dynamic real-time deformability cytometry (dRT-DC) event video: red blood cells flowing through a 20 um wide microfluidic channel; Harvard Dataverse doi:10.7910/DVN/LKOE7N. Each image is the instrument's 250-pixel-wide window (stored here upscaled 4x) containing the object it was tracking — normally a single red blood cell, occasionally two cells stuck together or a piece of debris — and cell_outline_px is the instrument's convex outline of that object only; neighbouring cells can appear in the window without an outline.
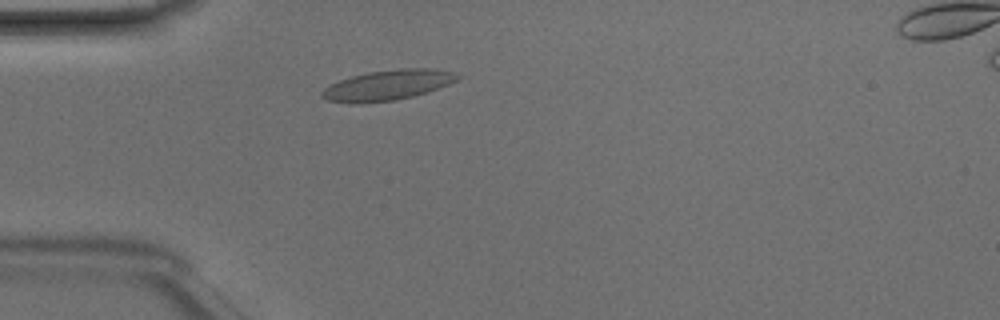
{"species": "Egyptian fruit bat (a non-hibernating species)", "species_latin": "Rousettus aegyptiacus", "temperature_condition": "room temperature", "stored_images_in_passage": 42, "camera_frame_rate_fps": 3000, "um_per_image_px": 0.085, "animal": {"sex": "male"}, "frame": {"image": 1, "passage_image": 8, "time_ms": 2.333, "image_size_px": [1000, 320], "cell_outline_px": [[460, 76], [456, 80], [448, 84], [428, 92], [396, 100], [356, 104], [352, 104], [328, 100], [320, 96], [320, 92], [324, 88], [340, 80], [352, 76], [368, 72], [400, 68], [432, 68], [456, 72]], "centroid_in_image_um": [32.95, 7.24], "position_along_channel_um": 52.1, "area_um2": 23.93}}
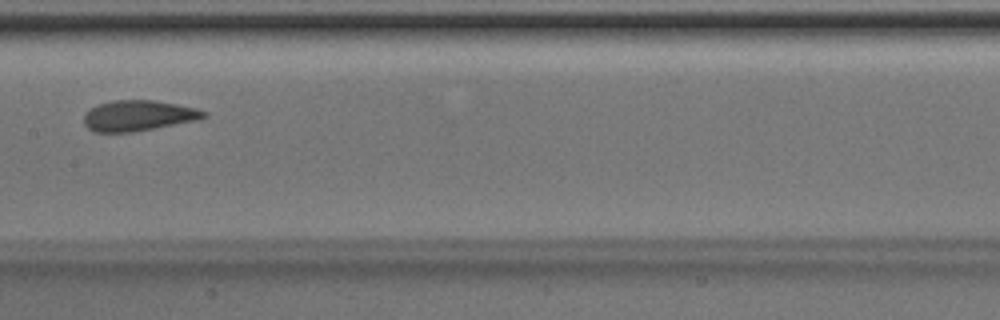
{"frame": {"image": 2, "passage_image": 19, "time_ms": 6.0, "image_size_px": [1000, 320], "cell_outline_px": [[208, 116], [200, 120], [132, 132], [92, 132], [84, 124], [84, 112], [96, 104], [116, 100], [152, 100], [176, 104], [196, 108], [208, 112]], "centroid_in_image_um": [11.76, 9.83], "position_along_channel_um": 195.6, "area_um2": 21.62}}
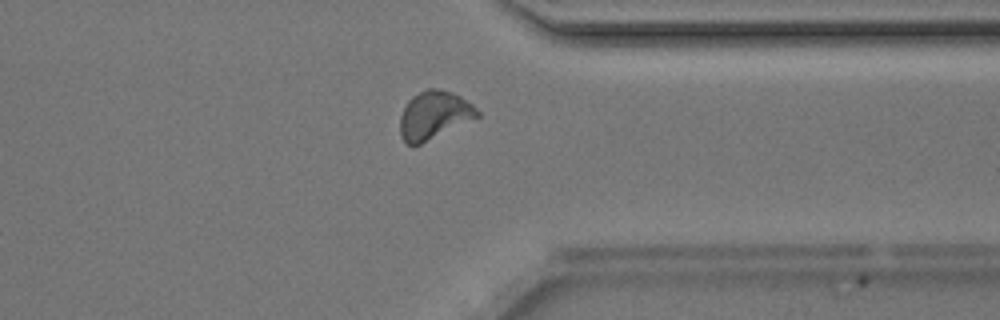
{"frame": {"image": 3, "passage_image": 32, "time_ms": 10.333, "image_size_px": [1000, 320], "cell_outline_px": [[480, 116], [420, 144], [408, 144], [400, 136], [400, 116], [408, 100], [412, 96], [428, 88], [436, 88], [460, 96], [472, 104], [480, 112]], "centroid_in_image_um": [36.88, 9.78], "position_along_channel_um": 374.5, "area_um2": 21.27}, "authors_computed_cell_mechanics": {"area_um2": 21.2704, "velocity_mm_per_s": 4.1959, "shape_relaxation_time_tau1_ms": 4.8602, "shape_relaxation_time_tau2_ms": 1.0528, "deformation_change_tau1": 0.1279, "deformation_change_tau2": 0.0482}}